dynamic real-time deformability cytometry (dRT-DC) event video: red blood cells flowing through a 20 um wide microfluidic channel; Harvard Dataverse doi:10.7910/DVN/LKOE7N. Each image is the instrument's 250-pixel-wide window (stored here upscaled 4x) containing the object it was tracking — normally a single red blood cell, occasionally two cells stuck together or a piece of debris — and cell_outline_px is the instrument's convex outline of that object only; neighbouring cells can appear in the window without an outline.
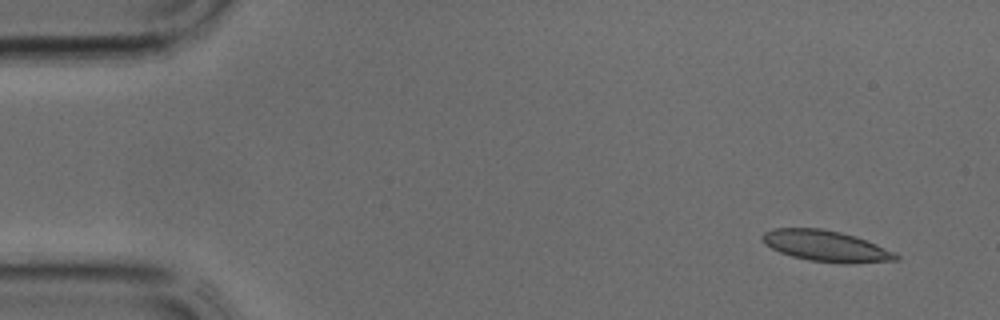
{"species": "common noctule bat (a hibernating species)", "species_latin": "Nyctalus noctula", "temperature_condition": "cold", "stored_images_in_passage": 10, "camera_frame_rate_fps": 3000, "um_per_image_px": 0.085, "animal": {"sex": "male", "body_mass_g": 17.9, "forearm_length_mm": 54.2}, "frame": {"image": 1, "passage_image": 2, "time_ms": 0.333, "image_size_px": [1000, 320], "cell_outline_px": [[900, 260], [848, 264], [844, 264], [812, 260], [792, 256], [780, 252], [764, 244], [760, 236], [764, 232], [776, 228], [820, 228], [840, 232], [856, 236], [896, 252], [900, 256]], "centroid_in_image_um": [70.24, 20.91], "position_along_channel_um": 14.8, "area_um2": 24.22}}